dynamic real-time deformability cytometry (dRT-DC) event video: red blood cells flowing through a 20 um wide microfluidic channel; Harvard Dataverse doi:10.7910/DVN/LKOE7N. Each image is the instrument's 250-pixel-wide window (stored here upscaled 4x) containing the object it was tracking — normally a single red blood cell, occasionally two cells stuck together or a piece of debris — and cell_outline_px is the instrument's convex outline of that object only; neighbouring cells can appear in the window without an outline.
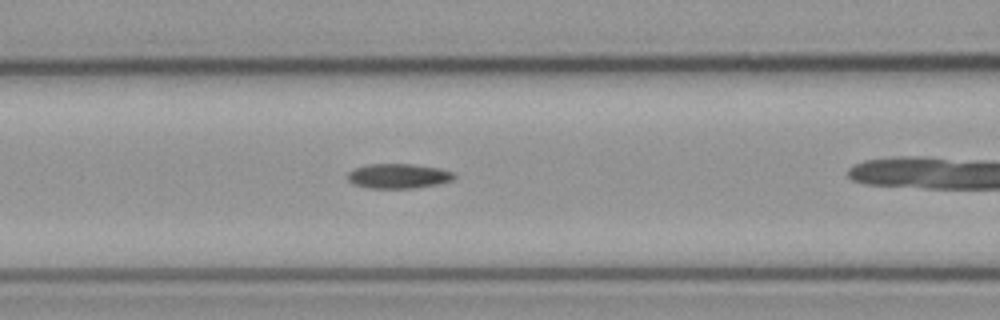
{"species": "common noctule bat (a hibernating species)", "species_latin": "Nyctalus noctula", "temperature_condition": "cold", "stored_images_in_passage": 39, "camera_frame_rate_fps": 3000, "um_per_image_px": 0.085, "animal": {"sex": "male", "body_mass_g": 23.1, "forearm_length_mm": 52.7}, "frame": {"image": 1, "passage_image": 19, "time_ms": 6.0, "image_size_px": [1000, 320], "cell_outline_px": [[456, 176], [452, 180], [436, 184], [412, 188], [368, 188], [352, 184], [348, 180], [348, 172], [352, 168], [364, 164], [412, 164], [440, 168], [452, 172]], "centroid_in_image_um": [33.8, 14.95], "position_along_channel_um": 132.8, "area_um2": 15.43}}
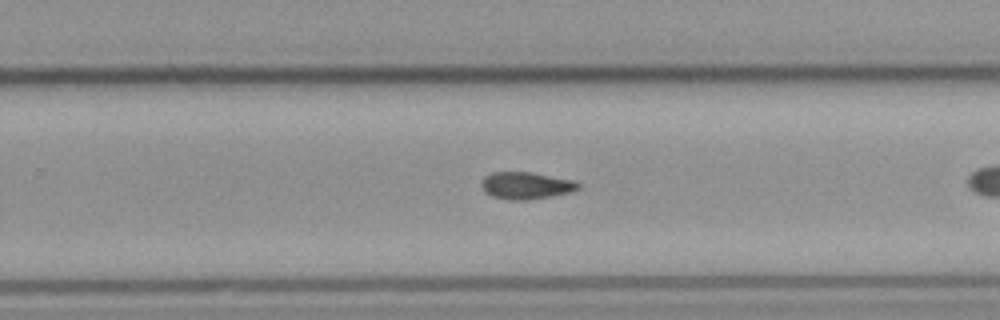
{"frame": {"image": 2, "passage_image": 31, "time_ms": 10.0, "image_size_px": [1000, 320], "cell_outline_px": [[580, 188], [568, 192], [552, 196], [528, 200], [508, 200], [492, 196], [484, 192], [480, 184], [484, 176], [492, 172], [532, 172], [576, 180], [580, 184]], "centroid_in_image_um": [44.7, 15.76], "position_along_channel_um": 285.1, "area_um2": 15.49}}
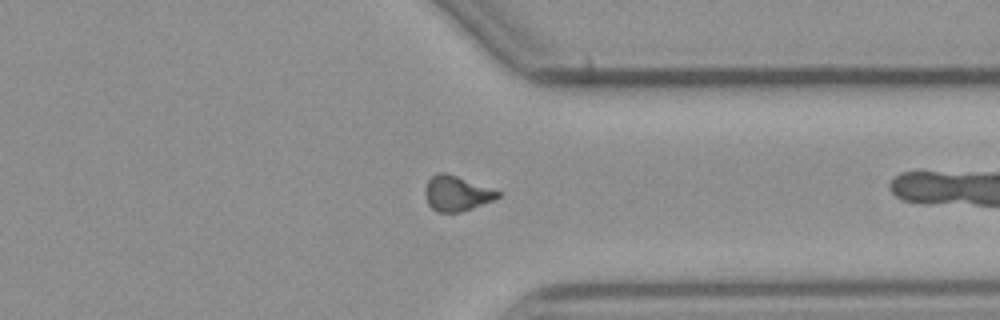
{"frame": {"image": 3, "passage_image": 38, "time_ms": 12.333, "image_size_px": [1000, 320], "cell_outline_px": [[500, 196], [492, 200], [472, 208], [460, 212], [436, 212], [428, 204], [428, 180], [436, 172], [444, 172], [456, 176], [500, 192]], "centroid_in_image_um": [38.82, 16.45], "position_along_channel_um": 372.6, "area_um2": 14.22}}